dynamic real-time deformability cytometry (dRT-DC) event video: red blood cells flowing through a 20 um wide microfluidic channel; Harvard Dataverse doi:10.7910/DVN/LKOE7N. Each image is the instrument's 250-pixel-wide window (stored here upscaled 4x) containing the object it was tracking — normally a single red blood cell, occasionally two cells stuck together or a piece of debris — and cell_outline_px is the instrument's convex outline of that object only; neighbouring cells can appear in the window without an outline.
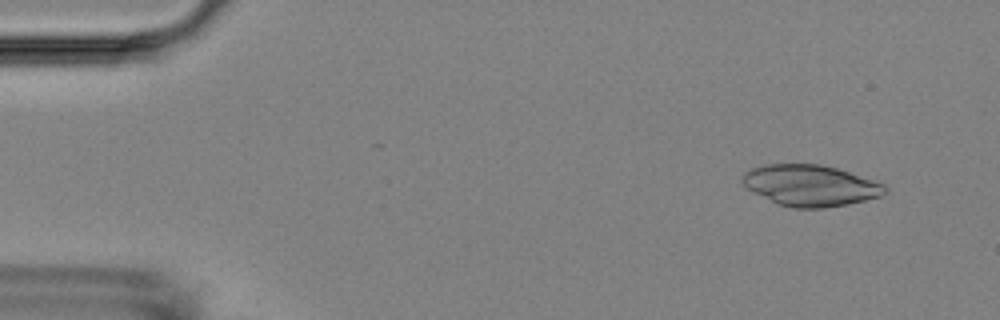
{"species": "Egyptian fruit bat (a non-hibernating species)", "species_latin": "Rousettus aegyptiacus", "temperature_condition": "room temperature", "stored_images_in_passage": 54, "camera_frame_rate_fps": 3000, "um_per_image_px": 0.085, "animal": {"sex": "female"}, "frame": {"image": 1, "passage_image": 4, "time_ms": 1.0, "image_size_px": [1000, 320], "cell_outline_px": [[888, 188], [880, 196], [864, 200], [824, 208], [792, 208], [776, 204], [752, 192], [740, 180], [744, 172], [752, 168], [764, 164], [820, 164], [836, 168], [884, 184]], "centroid_in_image_um": [68.81, 15.76], "position_along_channel_um": 16.2, "area_um2": 34.04}}